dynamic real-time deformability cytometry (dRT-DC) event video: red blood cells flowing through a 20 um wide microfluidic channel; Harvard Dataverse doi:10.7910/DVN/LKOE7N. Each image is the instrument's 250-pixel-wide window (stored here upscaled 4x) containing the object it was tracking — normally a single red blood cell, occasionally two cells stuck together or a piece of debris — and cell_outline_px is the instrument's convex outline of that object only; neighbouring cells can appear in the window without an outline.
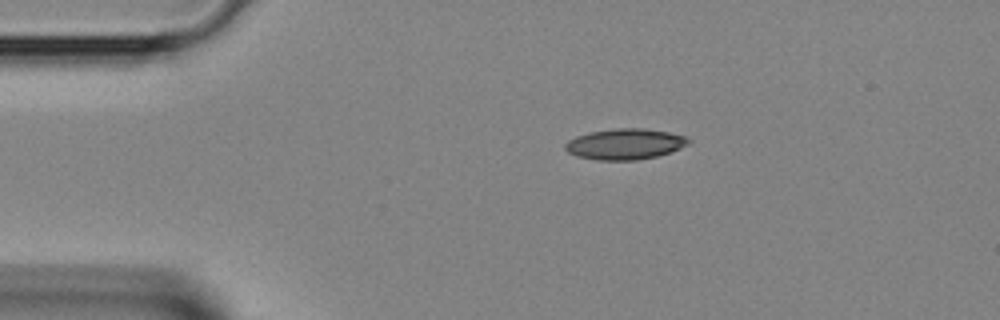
{"species": "Egyptian fruit bat (a non-hibernating species)", "species_latin": "Rousettus aegyptiacus", "temperature_condition": "room temperature", "stored_images_in_passage": 33, "camera_frame_rate_fps": 3000, "um_per_image_px": 0.085, "animal": {"sex": "female"}, "frame": {"image": 1, "passage_image": 1, "time_ms": 0.0, "image_size_px": [1000, 320], "cell_outline_px": [[692, 140], [688, 144], [672, 152], [656, 156], [636, 160], [596, 160], [576, 156], [568, 152], [564, 148], [564, 144], [568, 140], [576, 136], [592, 132], [616, 128], [644, 128], [668, 132], [688, 136]], "centroid_in_image_um": [53.14, 12.24], "position_along_channel_um": 31.9, "area_um2": 22.25}}
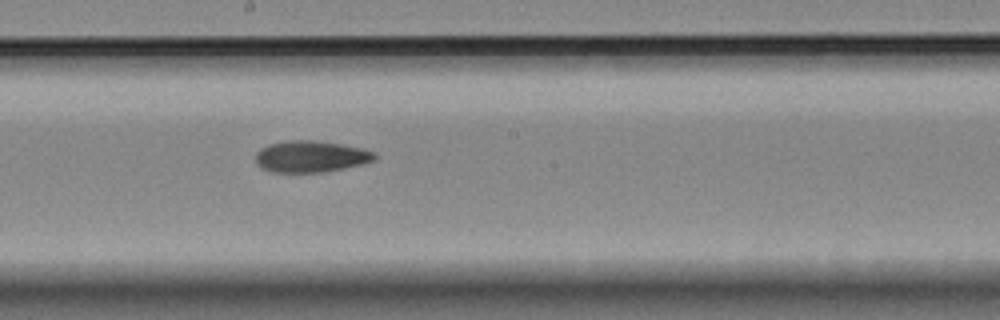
{"frame": {"image": 2, "passage_image": 15, "time_ms": 4.667, "image_size_px": [1000, 320], "cell_outline_px": [[376, 160], [364, 164], [324, 172], [272, 172], [260, 168], [256, 164], [256, 152], [260, 148], [268, 144], [288, 140], [316, 140], [340, 144], [360, 148], [376, 152]], "centroid_in_image_um": [26.41, 13.3], "position_along_channel_um": 221.8, "area_um2": 22.08}}
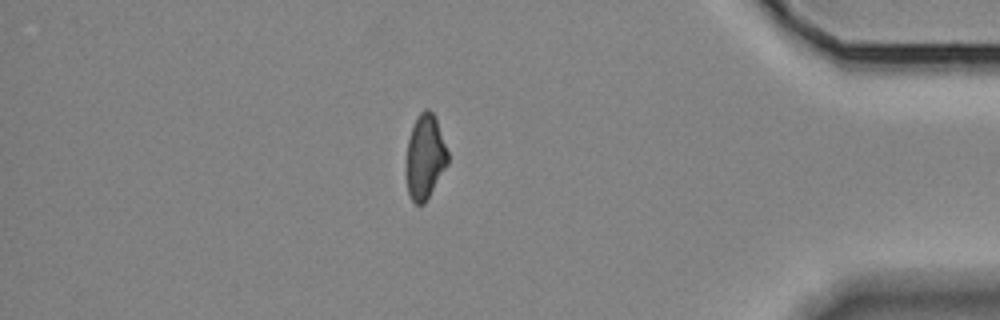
{"frame": {"image": 3, "passage_image": 28, "time_ms": 9.0, "image_size_px": [1000, 320], "cell_outline_px": [[448, 164], [424, 204], [416, 204], [412, 200], [408, 192], [404, 172], [408, 140], [412, 128], [420, 112], [424, 108], [428, 108], [432, 112], [436, 120], [448, 152]], "centroid_in_image_um": [36.1, 13.36], "position_along_channel_um": 399.1, "area_um2": 20.52}}